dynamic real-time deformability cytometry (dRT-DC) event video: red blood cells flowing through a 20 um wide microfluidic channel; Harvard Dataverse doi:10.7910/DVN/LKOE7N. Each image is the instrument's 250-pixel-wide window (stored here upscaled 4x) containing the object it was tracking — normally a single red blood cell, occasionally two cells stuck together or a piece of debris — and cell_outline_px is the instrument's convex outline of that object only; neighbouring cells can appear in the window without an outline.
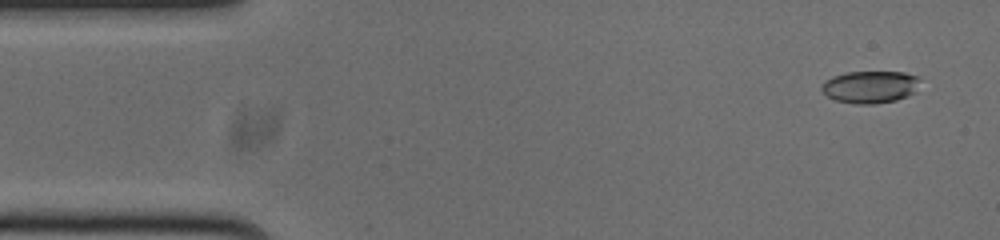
{"species": "common noctule bat (a hibernating species)", "species_latin": "Nyctalus noctula", "temperature_condition": "cold", "stored_images_in_passage": 53, "camera_frame_rate_fps": 3000, "um_per_image_px": 0.085, "animal": {"sex": "male", "body_mass_g": 20.0, "forearm_length_mm": 53.3}, "frame": {"image": 1, "passage_image": 3, "time_ms": 0.667, "image_size_px": [1000, 240], "cell_outline_px": [[916, 92], [908, 96], [896, 100], [876, 104], [856, 104], [836, 100], [828, 96], [820, 88], [820, 84], [832, 76], [848, 72], [904, 72], [916, 76]], "centroid_in_image_um": [73.92, 7.39], "position_along_channel_um": 11.1, "area_um2": 18.38}}
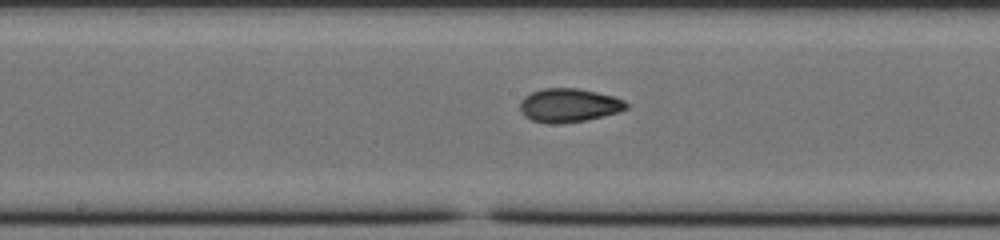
{"frame": {"image": 2, "passage_image": 26, "time_ms": 8.333, "image_size_px": [1000, 240], "cell_outline_px": [[628, 108], [620, 112], [604, 116], [584, 120], [556, 124], [548, 124], [532, 120], [524, 116], [520, 108], [520, 100], [524, 96], [532, 92], [544, 88], [580, 88], [612, 96], [624, 100], [628, 104]], "centroid_in_image_um": [48.35, 8.95], "position_along_channel_um": 199.8, "area_um2": 20.92}}
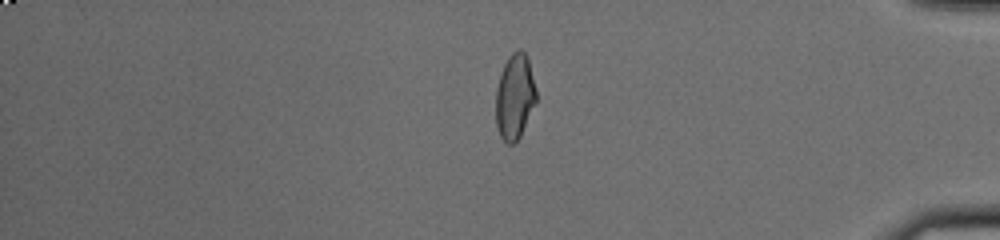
{"frame": {"image": 3, "passage_image": 44, "time_ms": 14.333, "image_size_px": [1000, 240], "cell_outline_px": [[536, 100], [520, 136], [516, 144], [508, 144], [500, 136], [496, 124], [496, 88], [500, 72], [508, 56], [512, 52], [520, 48], [528, 56], [536, 88]], "centroid_in_image_um": [43.75, 8.18], "position_along_channel_um": 391.5, "area_um2": 20.23}, "authors_computed_cell_mechanics": {"area_um2": 20.3456, "velocity_mm_per_s": 3.7815, "shape_relaxation_time_tau1_ms": null, "shape_relaxation_time_tau2_ms": 1.9554, "deformation_change_tau1": null, "deformation_change_tau2": 0.0615}}